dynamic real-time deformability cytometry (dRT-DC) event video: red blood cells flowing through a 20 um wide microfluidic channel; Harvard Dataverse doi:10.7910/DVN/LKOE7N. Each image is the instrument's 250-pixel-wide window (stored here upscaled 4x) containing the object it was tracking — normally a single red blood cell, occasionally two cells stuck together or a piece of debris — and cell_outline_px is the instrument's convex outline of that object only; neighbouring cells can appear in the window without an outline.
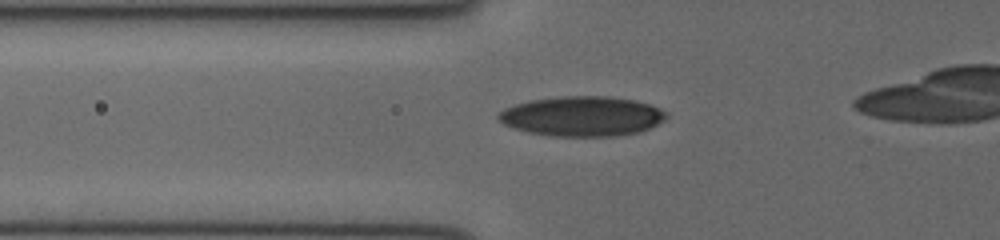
{"species": "human", "species_latin": "Homo sapiens", "temperature_condition": "cold", "stored_images_in_passage": 8, "camera_frame_rate_fps": 3000, "um_per_image_px": 0.085, "donor": {"sex": "female"}, "frame": {"image": 1, "passage_image": 4, "time_ms": 1.0, "image_size_px": [1000, 240], "cell_outline_px": [[668, 116], [664, 120], [640, 132], [616, 136], [552, 136], [528, 132], [504, 124], [496, 116], [504, 108], [516, 104], [532, 100], [560, 96], [608, 96], [632, 100], [648, 104], [660, 108], [668, 112]], "centroid_in_image_um": [49.49, 9.88], "position_along_channel_um": 76.3, "area_um2": 38.84}}
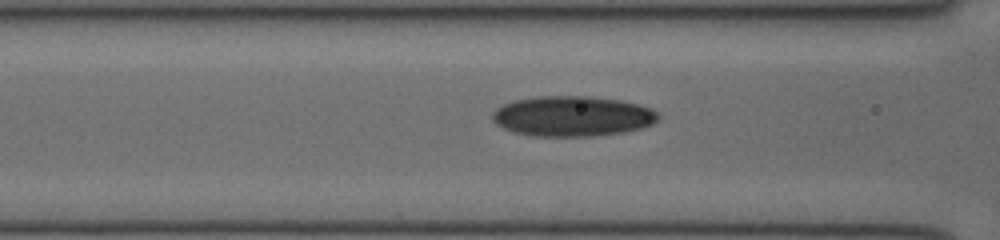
{"frame": {"image": 2, "passage_image": 6, "time_ms": 1.667, "image_size_px": [1000, 240], "cell_outline_px": [[660, 120], [652, 124], [640, 128], [624, 132], [592, 136], [536, 136], [512, 132], [496, 124], [492, 120], [492, 112], [496, 108], [504, 104], [516, 100], [540, 96], [592, 96], [620, 100], [652, 108], [660, 112]], "centroid_in_image_um": [48.68, 9.87], "position_along_channel_um": 117.9, "area_um2": 39.13}}
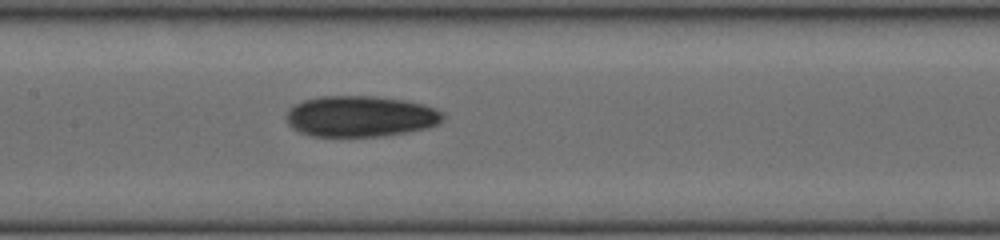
{"frame": {"image": 3, "passage_image": 8, "time_ms": 2.333, "image_size_px": [1000, 240], "cell_outline_px": [[444, 120], [428, 128], [408, 132], [384, 136], [312, 136], [300, 132], [292, 128], [288, 124], [284, 116], [288, 108], [304, 100], [320, 96], [372, 96], [404, 100], [424, 104], [436, 108], [444, 112]], "centroid_in_image_um": [30.64, 9.89], "position_along_channel_um": 176.8, "area_um2": 37.74}}